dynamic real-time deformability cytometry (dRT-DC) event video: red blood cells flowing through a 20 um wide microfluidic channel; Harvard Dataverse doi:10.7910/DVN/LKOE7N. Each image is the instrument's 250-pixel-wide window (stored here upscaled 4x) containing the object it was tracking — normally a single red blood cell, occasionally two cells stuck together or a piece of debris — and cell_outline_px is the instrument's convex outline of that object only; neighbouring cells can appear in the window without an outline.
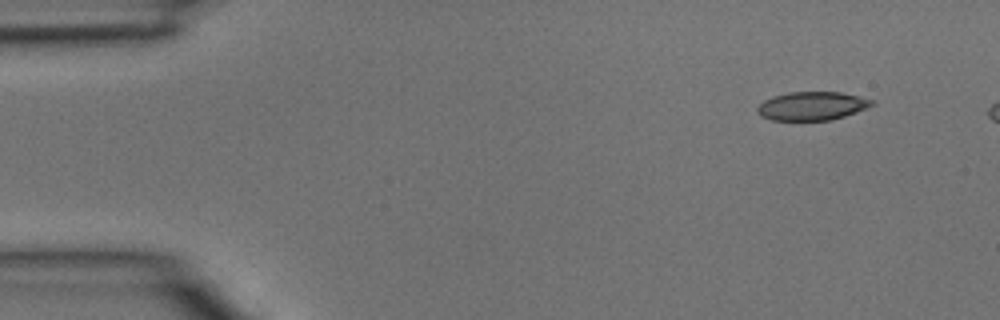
{"species": "common noctule bat (a hibernating species)", "species_latin": "Nyctalus noctula", "temperature_condition": "room temperature", "stored_images_in_passage": 4, "camera_frame_rate_fps": 3000, "um_per_image_px": 0.085, "animal": {"sex": "male", "body_mass_g": 15.6}, "frame": {"image": 1, "passage_image": 1, "time_ms": 0.0, "image_size_px": [1000, 320], "cell_outline_px": [[876, 104], [868, 108], [832, 120], [772, 120], [760, 116], [756, 112], [756, 108], [764, 100], [772, 96], [788, 92], [840, 92], [860, 96], [876, 100]], "centroid_in_image_um": [69.05, 9.0], "position_along_channel_um": 16.0, "area_um2": 19.31}}